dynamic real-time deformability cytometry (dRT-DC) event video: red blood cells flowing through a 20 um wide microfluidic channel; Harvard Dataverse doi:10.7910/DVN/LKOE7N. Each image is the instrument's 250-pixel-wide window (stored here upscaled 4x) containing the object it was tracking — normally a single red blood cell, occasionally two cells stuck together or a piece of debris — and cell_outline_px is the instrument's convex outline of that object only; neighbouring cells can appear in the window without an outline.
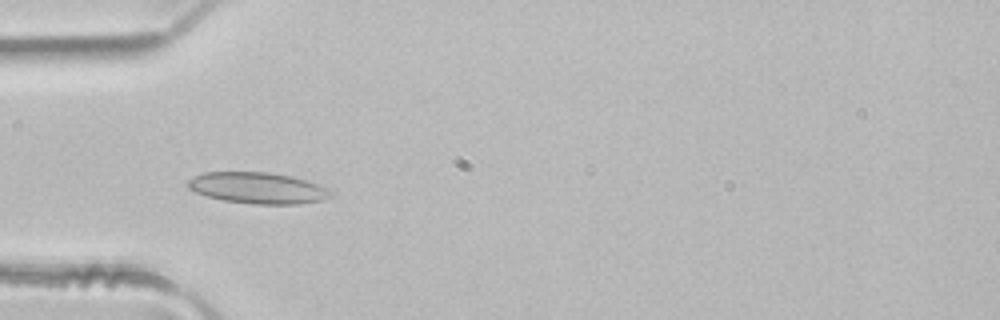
{"species": "common noctule bat (a hibernating species)", "species_latin": "Nyctalus noctula", "temperature_condition": "room temperature", "stored_images_in_passage": 37, "camera_frame_rate_fps": 3000, "um_per_image_px": 0.085, "animal": {"sex": "male", "body_mass_g": 21.5, "forearm_length_mm": 52.0}, "frame": {"image": 1, "passage_image": 3, "time_ms": 0.667, "image_size_px": [1000, 320], "cell_outline_px": [[332, 196], [320, 200], [300, 204], [252, 204], [224, 200], [208, 196], [196, 192], [188, 188], [188, 180], [192, 176], [204, 172], [268, 172], [292, 176], [328, 188], [332, 192]], "centroid_in_image_um": [21.89, 15.97], "position_along_channel_um": 63.1, "area_um2": 25.89}}
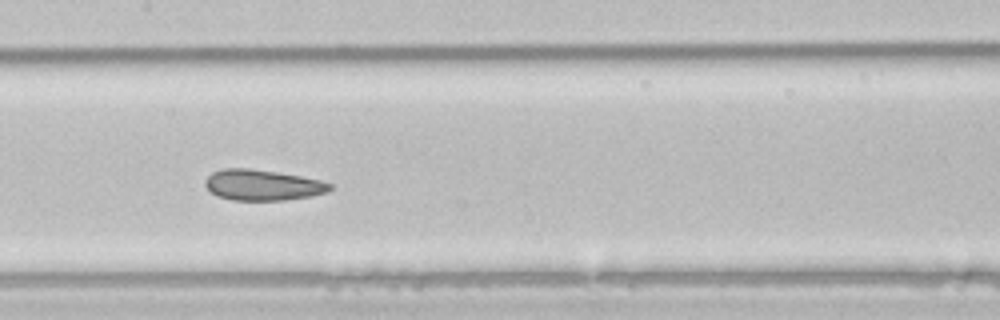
{"frame": {"image": 2, "passage_image": 12, "time_ms": 3.667, "image_size_px": [1000, 320], "cell_outline_px": [[332, 188], [328, 192], [312, 196], [284, 200], [232, 200], [216, 196], [204, 184], [204, 180], [212, 172], [224, 168], [248, 168], [276, 172], [300, 176], [320, 180], [332, 184]], "centroid_in_image_um": [22.31, 15.73], "position_along_channel_um": 185.1, "area_um2": 22.37}}
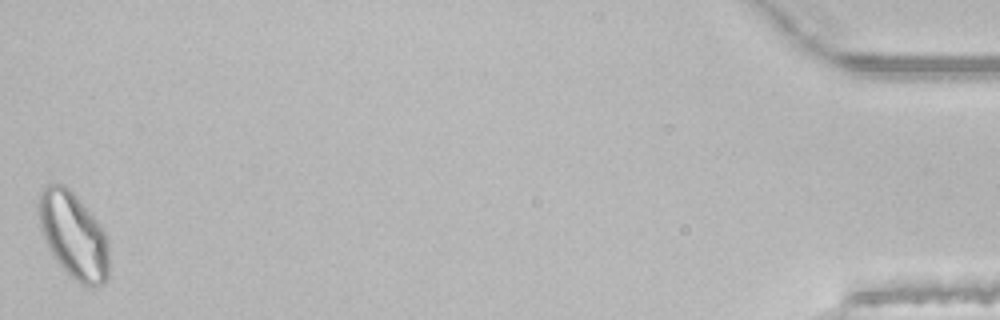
{"frame": {"image": 3, "passage_image": 37, "time_ms": 12.0, "image_size_px": [1000, 320], "cell_outline_px": [[108, 280], [104, 284], [96, 288], [88, 288], [80, 284], [52, 256], [48, 248], [40, 228], [40, 192], [48, 184], [60, 184], [68, 188], [76, 196], [100, 224], [108, 240]], "centroid_in_image_um": [6.28, 20.07], "position_along_channel_um": 428.9, "area_um2": 35.03}, "authors_computed_cell_mechanics": {"area_um2": 22.9466, "velocity_mm_per_s": 4.0959, "shape_relaxation_time_tau1_ms": 8.7266, "shape_relaxation_time_tau2_ms": 1.8858, "deformation_change_tau1": 0.1289, "deformation_change_tau2": 0.0675}}